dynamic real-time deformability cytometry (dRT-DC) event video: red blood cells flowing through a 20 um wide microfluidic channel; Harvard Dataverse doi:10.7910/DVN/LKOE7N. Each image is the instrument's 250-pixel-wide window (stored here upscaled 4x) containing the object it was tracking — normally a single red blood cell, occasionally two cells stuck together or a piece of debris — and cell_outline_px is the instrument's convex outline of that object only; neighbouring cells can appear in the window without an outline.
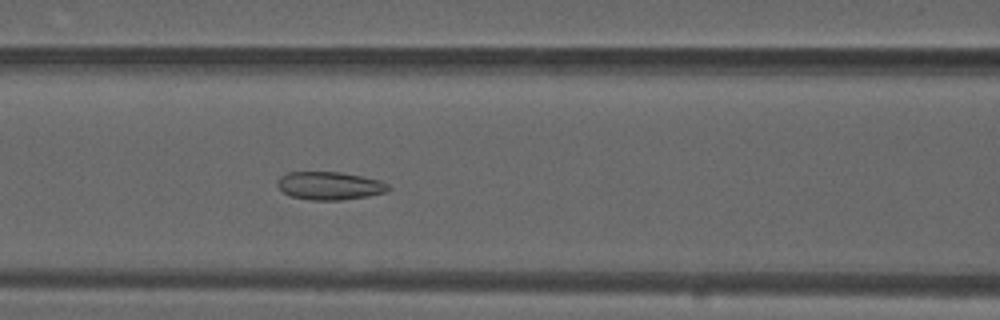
{"species": "common noctule bat (a hibernating species)", "species_latin": "Nyctalus noctula", "temperature_condition": "warm", "stored_images_in_passage": 54, "camera_frame_rate_fps": 3000, "um_per_image_px": 0.085, "animal": {"sex": "male", "forearm_length_mm": 52.5}, "frame": {"image": 1, "passage_image": 23, "time_ms": 7.333, "image_size_px": [1000, 320], "cell_outline_px": [[392, 188], [388, 192], [368, 196], [340, 200], [312, 200], [292, 196], [284, 192], [276, 184], [276, 180], [280, 176], [288, 172], [340, 172], [380, 180], [388, 184]], "centroid_in_image_um": [28.04, 15.78], "position_along_channel_um": 138.6, "area_um2": 18.15}}
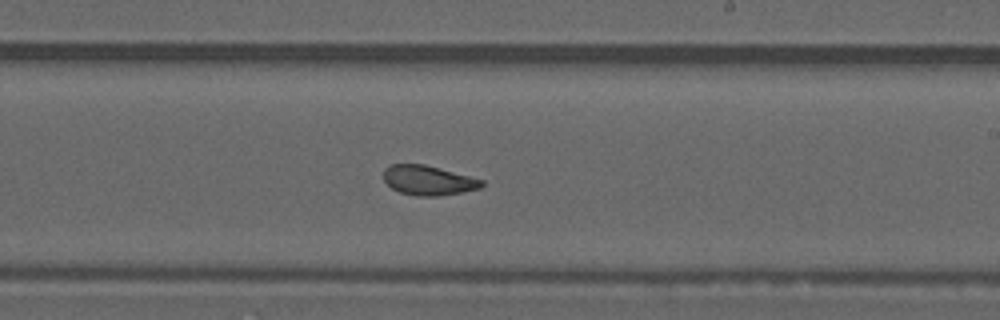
{"frame": {"image": 2, "passage_image": 32, "time_ms": 10.333, "image_size_px": [1000, 320], "cell_outline_px": [[484, 184], [480, 188], [440, 196], [416, 196], [400, 192], [392, 188], [384, 180], [384, 168], [388, 164], [424, 164], [484, 180]], "centroid_in_image_um": [36.38, 15.32], "position_along_channel_um": 252.6, "area_um2": 16.88}}
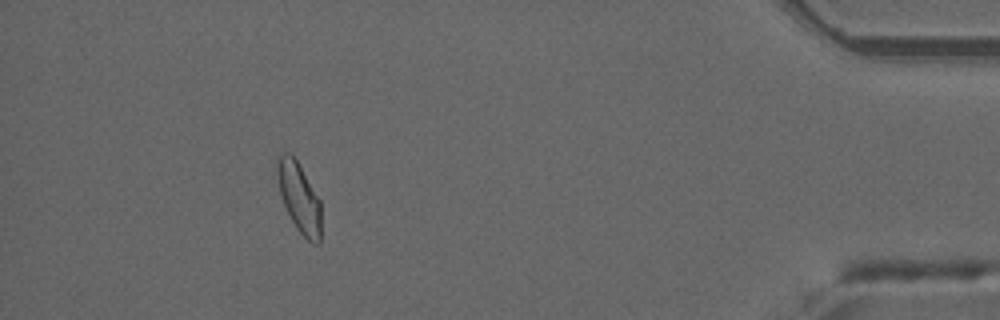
{"frame": {"image": 3, "passage_image": 49, "time_ms": 16.0, "image_size_px": [1000, 320], "cell_outline_px": [[320, 244], [312, 244], [296, 228], [284, 204], [280, 192], [276, 172], [276, 156], [280, 152], [288, 152], [296, 160], [320, 200]], "centroid_in_image_um": [25.41, 16.76], "position_along_channel_um": 409.8, "area_um2": 17.63}, "authors_computed_cell_mechanics": {"area_um2": 18.6983, "velocity_mm_per_s": 3.8193, "shape_relaxation_time_tau1_ms": null, "shape_relaxation_time_tau2_ms": 1.5303, "deformation_change_tau1": null, "deformation_change_tau2": 0.0857}}